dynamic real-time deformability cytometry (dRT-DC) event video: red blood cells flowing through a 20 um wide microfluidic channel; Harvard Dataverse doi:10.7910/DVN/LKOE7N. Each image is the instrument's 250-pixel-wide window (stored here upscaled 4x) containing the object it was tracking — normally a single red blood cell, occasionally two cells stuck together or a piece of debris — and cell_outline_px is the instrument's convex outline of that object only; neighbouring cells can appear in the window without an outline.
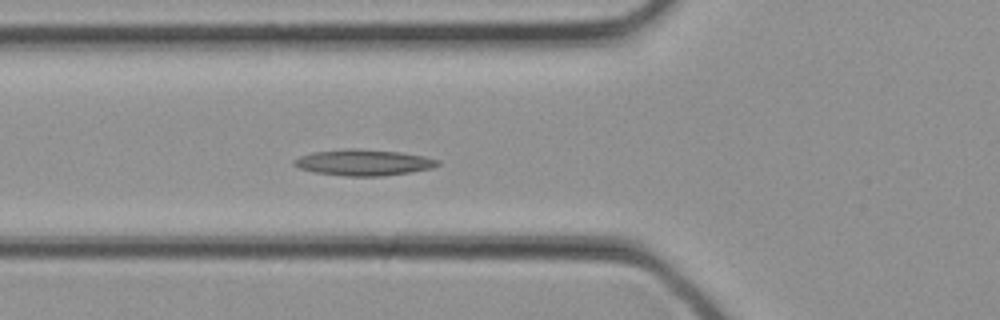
{"species": "common noctule bat (a hibernating species)", "species_latin": "Nyctalus noctula", "temperature_condition": "cold", "stored_images_in_passage": 27, "camera_frame_rate_fps": 3000, "um_per_image_px": 0.085, "animal": {"sex": "female", "body_mass_g": 21.9}, "frame": {"image": 1, "passage_image": 5, "time_ms": 1.333, "image_size_px": [1000, 320], "cell_outline_px": [[440, 164], [432, 168], [412, 172], [384, 176], [344, 176], [316, 172], [300, 168], [292, 164], [292, 160], [300, 156], [312, 152], [348, 148], [360, 148], [400, 152], [424, 156], [440, 160]], "centroid_in_image_um": [30.91, 13.8], "position_along_channel_um": 94.9, "area_um2": 22.02}}
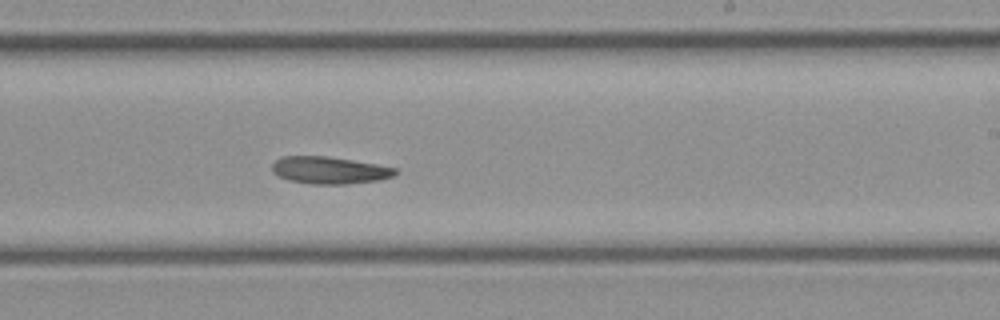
{"frame": {"image": 2, "passage_image": 13, "time_ms": 4.0, "image_size_px": [1000, 320], "cell_outline_px": [[400, 172], [392, 176], [380, 180], [348, 184], [312, 184], [288, 180], [272, 172], [272, 164], [280, 156], [328, 156], [376, 164], [396, 168]], "centroid_in_image_um": [28.01, 14.47], "position_along_channel_um": 261.0, "area_um2": 19.59}}
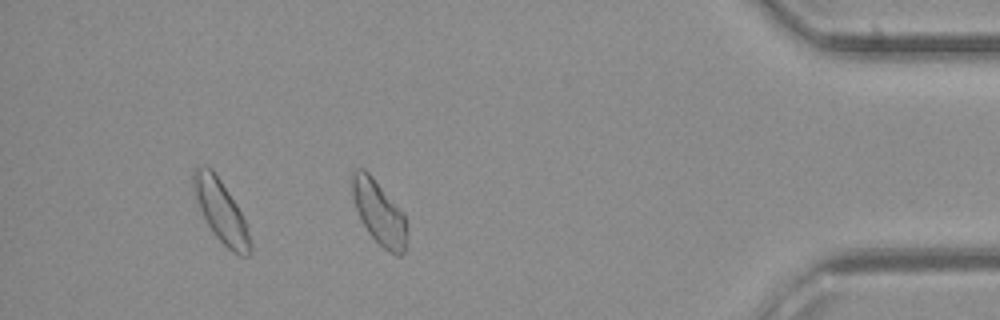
{"frame": {"image": 3, "passage_image": 22, "time_ms": 7.0, "image_size_px": [1000, 320], "cell_outline_px": [[404, 252], [400, 256], [396, 256], [384, 248], [368, 232], [356, 208], [352, 196], [352, 172], [356, 168], [364, 168], [372, 176], [404, 216]], "centroid_in_image_um": [32.15, 18.03], "position_along_channel_um": 403.0, "area_um2": 19.36}}